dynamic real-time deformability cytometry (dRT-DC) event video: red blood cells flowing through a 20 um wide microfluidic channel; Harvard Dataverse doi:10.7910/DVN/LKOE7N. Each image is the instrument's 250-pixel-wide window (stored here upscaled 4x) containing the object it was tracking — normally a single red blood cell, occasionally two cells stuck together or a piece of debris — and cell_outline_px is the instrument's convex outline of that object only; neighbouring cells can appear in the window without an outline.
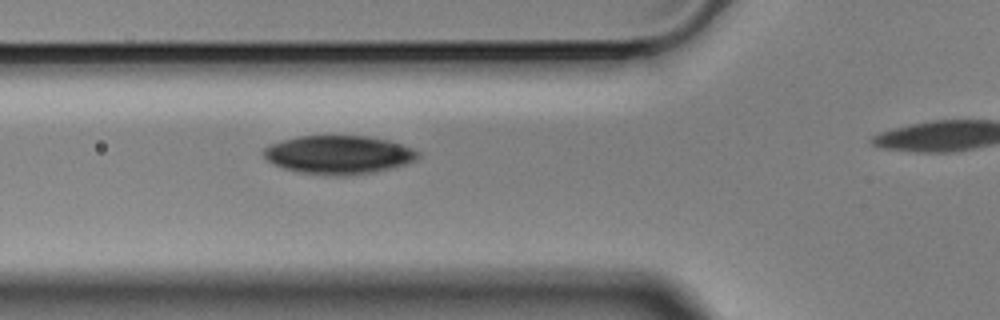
{"species": "Egyptian fruit bat (a non-hibernating species)", "species_latin": "Rousettus aegyptiacus", "temperature_condition": "cold", "stored_images_in_passage": 4, "camera_frame_rate_fps": 3000, "um_per_image_px": 0.085, "animal": {"sex": "male"}, "frame": {"image": 1, "passage_image": 3, "time_ms": 0.667, "image_size_px": [1000, 320], "cell_outline_px": [[420, 156], [416, 160], [408, 164], [376, 172], [348, 176], [332, 176], [300, 172], [284, 168], [268, 160], [264, 156], [264, 148], [272, 144], [284, 140], [300, 136], [368, 136], [388, 140], [412, 148], [420, 152]], "centroid_in_image_um": [28.86, 13.17], "position_along_channel_um": 96.9, "area_um2": 34.62}}